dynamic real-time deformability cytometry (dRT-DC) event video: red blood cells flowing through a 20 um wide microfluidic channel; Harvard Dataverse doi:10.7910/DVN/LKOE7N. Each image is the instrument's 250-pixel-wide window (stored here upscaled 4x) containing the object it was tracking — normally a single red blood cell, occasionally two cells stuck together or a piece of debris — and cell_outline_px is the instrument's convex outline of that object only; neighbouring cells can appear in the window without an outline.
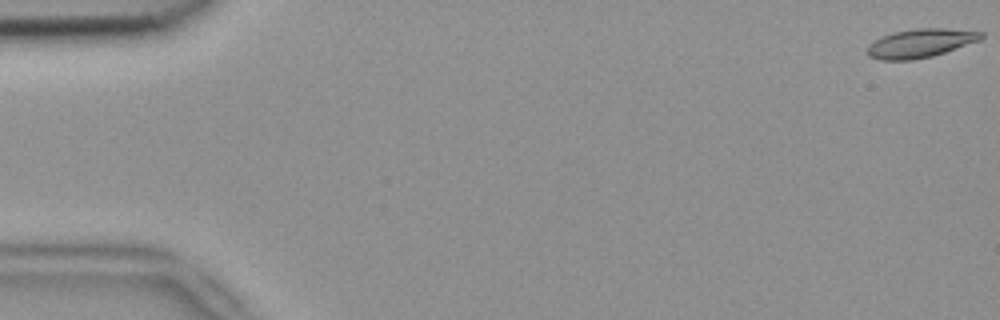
{"species": "common noctule bat (a hibernating species)", "species_latin": "Nyctalus noctula", "temperature_condition": "room temperature", "stored_images_in_passage": 54, "camera_frame_rate_fps": 3000, "um_per_image_px": 0.085, "animal": {"sex": "female", "body_mass_g": 18.4}, "frame": {"image": 1, "passage_image": 1, "time_ms": 0.0, "image_size_px": [1000, 320], "cell_outline_px": [[984, 36], [980, 40], [932, 56], [912, 60], [880, 60], [868, 56], [868, 44], [892, 32], [916, 28], [944, 28], [984, 32]], "centroid_in_image_um": [78.23, 3.67], "position_along_channel_um": 6.8, "area_um2": 18.9}}
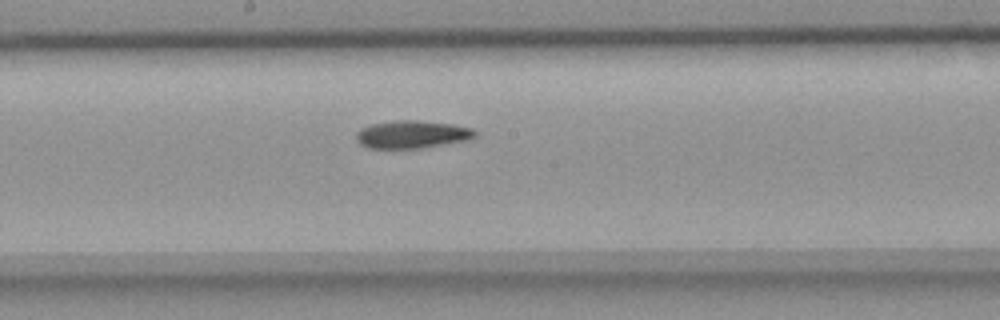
{"frame": {"image": 2, "passage_image": 29, "time_ms": 9.333, "image_size_px": [1000, 320], "cell_outline_px": [[476, 136], [464, 140], [420, 148], [368, 148], [360, 144], [356, 140], [356, 132], [360, 128], [372, 124], [396, 120], [420, 120], [452, 124], [472, 128], [476, 132]], "centroid_in_image_um": [34.97, 11.41], "position_along_channel_um": 213.2, "area_um2": 19.07}}
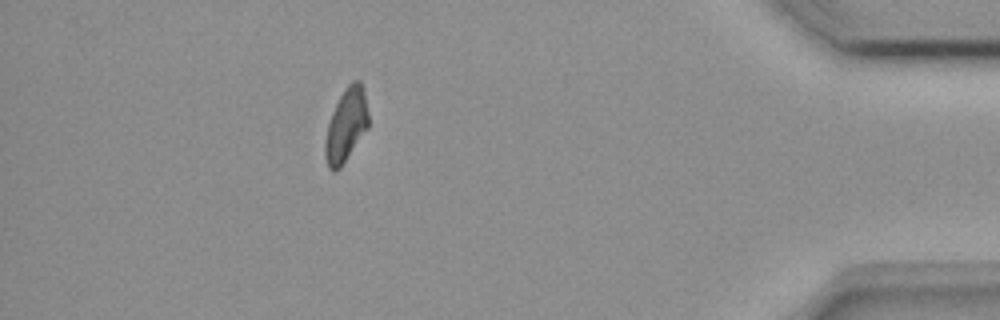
{"frame": {"image": 3, "passage_image": 48, "time_ms": 15.667, "image_size_px": [1000, 320], "cell_outline_px": [[368, 128], [340, 168], [336, 172], [332, 172], [328, 168], [324, 156], [324, 144], [328, 124], [332, 112], [344, 88], [352, 80], [360, 80], [364, 88], [368, 112]], "centroid_in_image_um": [29.41, 10.64], "position_along_channel_um": 405.8, "area_um2": 18.67}, "authors_computed_cell_mechanics": {"area_um2": 18.8139, "velocity_mm_per_s": 3.8026, "shape_relaxation_time_tau1_ms": 8.5591, "shape_relaxation_time_tau2_ms": 9.6501, "deformation_change_tau1": 0.1894, "deformation_change_tau2": 0.1835}}